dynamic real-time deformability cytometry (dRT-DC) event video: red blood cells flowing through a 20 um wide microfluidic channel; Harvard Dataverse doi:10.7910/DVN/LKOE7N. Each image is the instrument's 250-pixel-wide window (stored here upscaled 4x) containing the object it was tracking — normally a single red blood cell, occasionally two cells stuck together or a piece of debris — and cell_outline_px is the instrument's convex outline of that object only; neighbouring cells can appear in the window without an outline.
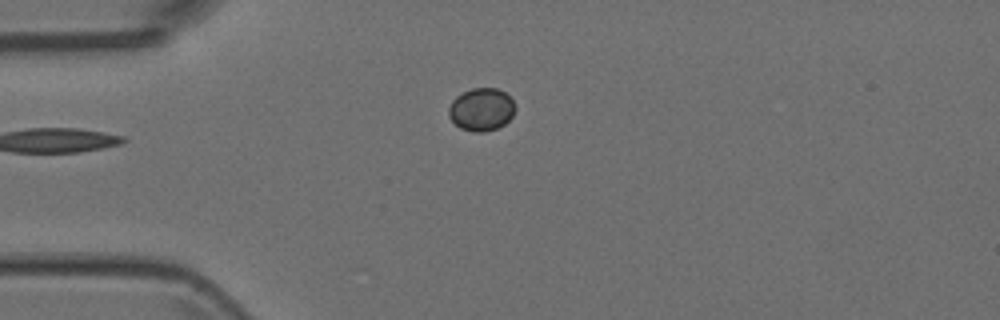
{"species": "Egyptian fruit bat (a non-hibernating species)", "species_latin": "Rousettus aegyptiacus", "temperature_condition": "room temperature", "stored_images_in_passage": 2, "camera_frame_rate_fps": 3000, "um_per_image_px": 0.085, "animal": {"sex": "female"}, "frame": {"image": 1, "passage_image": 2, "time_ms": 0.333, "image_size_px": [1000, 320], "cell_outline_px": [[516, 108], [512, 116], [504, 124], [496, 128], [484, 132], [472, 132], [460, 128], [448, 116], [448, 108], [452, 100], [456, 96], [472, 88], [496, 88], [504, 92], [516, 104]], "centroid_in_image_um": [40.91, 9.3], "position_along_channel_um": 44.1, "area_um2": 16.59}}